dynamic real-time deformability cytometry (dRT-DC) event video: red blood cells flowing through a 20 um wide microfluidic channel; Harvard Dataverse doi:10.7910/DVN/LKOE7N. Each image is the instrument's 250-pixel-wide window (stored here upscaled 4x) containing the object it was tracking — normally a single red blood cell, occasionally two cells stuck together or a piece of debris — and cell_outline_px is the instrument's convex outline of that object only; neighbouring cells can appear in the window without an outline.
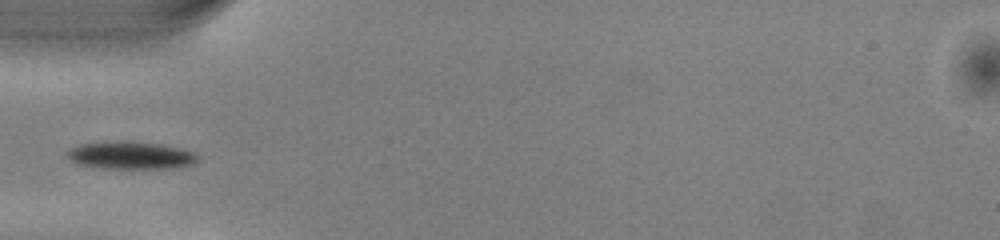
{"species": "common noctule bat (a hibernating species)", "species_latin": "Nyctalus noctula", "temperature_condition": "warm", "stored_images_in_passage": 35, "camera_frame_rate_fps": 3000, "um_per_image_px": 0.085, "animal": {"sex": "male", "body_mass_g": 13.0, "forearm_length_mm": 53.1}, "frame": {"image": 1, "passage_image": 1, "time_ms": 0.0, "image_size_px": [1000, 240], "cell_outline_px": [[200, 156], [192, 164], [180, 168], [104, 168], [76, 164], [64, 152], [68, 148], [80, 144], [104, 140], [128, 140], [160, 144], [180, 148], [196, 152]], "centroid_in_image_um": [11.08, 13.18], "position_along_channel_um": 73.9, "area_um2": 21.56}}
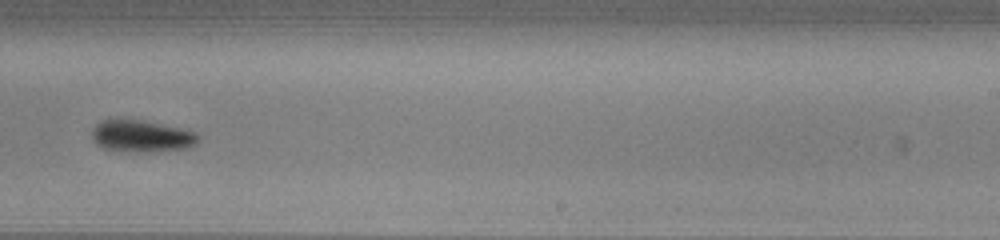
{"frame": {"image": 2, "passage_image": 16, "time_ms": 5.0, "image_size_px": [1000, 240], "cell_outline_px": [[200, 140], [196, 144], [188, 148], [156, 152], [124, 152], [104, 148], [96, 144], [92, 140], [92, 128], [100, 120], [144, 120], [180, 128], [196, 132], [200, 136]], "centroid_in_image_um": [12.05, 11.59], "position_along_channel_um": 277.0, "area_um2": 20.11}}
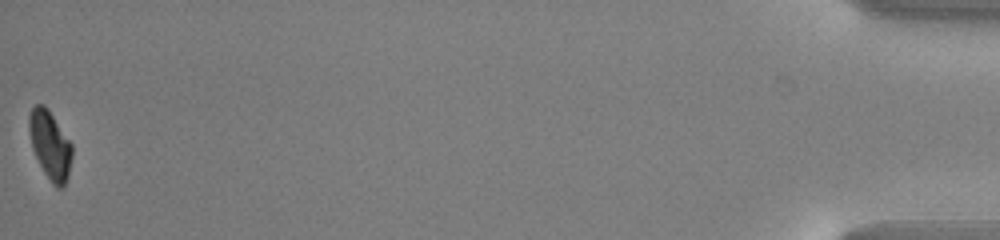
{"frame": {"image": 3, "passage_image": 35, "time_ms": 11.333, "image_size_px": [1000, 240], "cell_outline_px": [[72, 156], [68, 176], [64, 188], [56, 188], [52, 184], [44, 172], [32, 148], [28, 128], [28, 116], [32, 108], [36, 104], [44, 104], [48, 108], [72, 144]], "centroid_in_image_um": [4.26, 12.33], "position_along_channel_um": 430.9, "area_um2": 17.22}}